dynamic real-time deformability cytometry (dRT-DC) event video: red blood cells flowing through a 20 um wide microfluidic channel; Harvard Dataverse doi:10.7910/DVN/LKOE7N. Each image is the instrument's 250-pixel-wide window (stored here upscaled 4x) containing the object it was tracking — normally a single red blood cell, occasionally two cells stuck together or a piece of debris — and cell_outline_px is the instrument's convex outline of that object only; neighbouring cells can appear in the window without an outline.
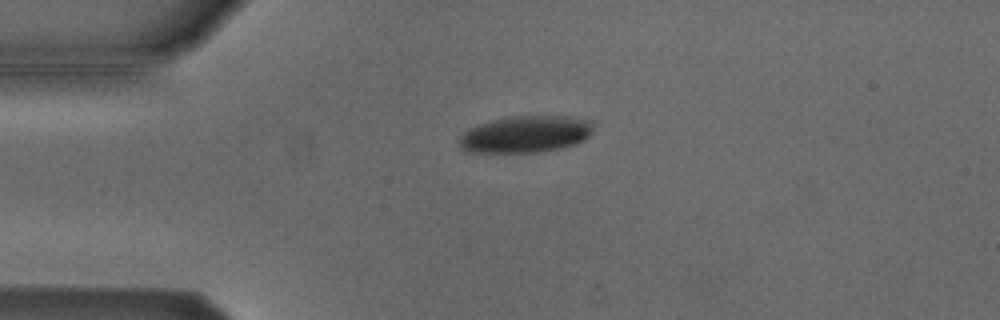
{"species": "Egyptian fruit bat (a non-hibernating species)", "species_latin": "Rousettus aegyptiacus", "temperature_condition": "cold", "stored_images_in_passage": 4, "camera_frame_rate_fps": 3000, "um_per_image_px": 0.085, "animal": {"sex": "male"}, "frame": {"image": 1, "passage_image": 3, "time_ms": 0.667, "image_size_px": [1000, 320], "cell_outline_px": [[592, 132], [584, 140], [576, 144], [544, 152], [468, 152], [460, 148], [460, 136], [468, 128], [492, 120], [512, 116], [572, 116], [592, 120]], "centroid_in_image_um": [44.7, 11.4], "position_along_channel_um": 40.3, "area_um2": 28.9}}